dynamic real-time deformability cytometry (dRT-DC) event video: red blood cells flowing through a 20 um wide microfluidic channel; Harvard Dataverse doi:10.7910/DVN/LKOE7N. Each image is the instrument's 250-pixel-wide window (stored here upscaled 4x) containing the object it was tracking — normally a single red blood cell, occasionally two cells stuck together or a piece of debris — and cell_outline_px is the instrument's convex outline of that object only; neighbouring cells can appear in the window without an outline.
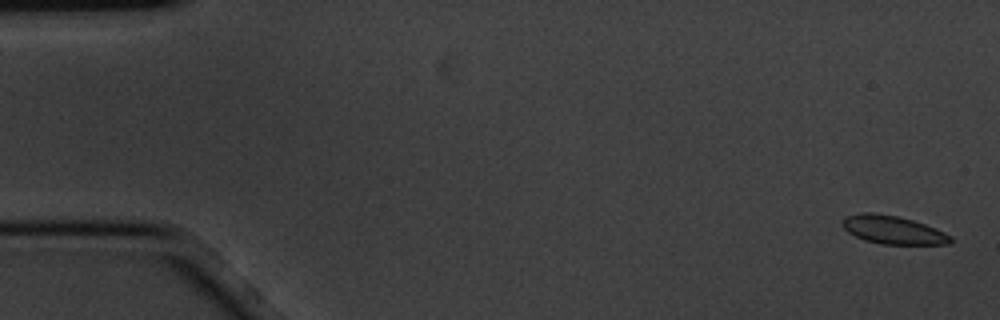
{"species": "common noctule bat (a hibernating species)", "species_latin": "Nyctalus noctula", "temperature_condition": "cold", "stored_images_in_passage": 6, "camera_frame_rate_fps": 3000, "um_per_image_px": 0.085, "animal": {"sex": "male", "body_mass_g": 20.1, "forearm_length_mm": 53.5}, "frame": {"image": 1, "passage_image": 1, "time_ms": 0.0, "image_size_px": [1000, 320], "cell_outline_px": [[952, 240], [948, 244], [880, 244], [864, 240], [848, 232], [840, 224], [844, 216], [860, 212], [872, 212], [896, 216], [912, 220], [936, 228], [952, 236]], "centroid_in_image_um": [75.86, 19.53], "position_along_channel_um": 9.1, "area_um2": 17.86}}
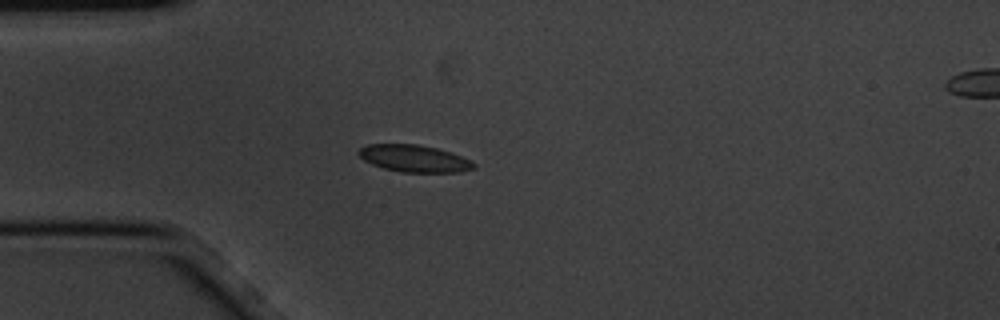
{"frame": {"image": 2, "passage_image": 5, "time_ms": 1.333, "image_size_px": [1000, 320], "cell_outline_px": [[476, 168], [460, 172], [400, 172], [384, 168], [372, 164], [364, 160], [356, 152], [360, 148], [368, 144], [416, 144], [436, 148], [452, 152], [476, 164]], "centroid_in_image_um": [35.2, 13.47], "position_along_channel_um": 49.8, "area_um2": 18.09}}